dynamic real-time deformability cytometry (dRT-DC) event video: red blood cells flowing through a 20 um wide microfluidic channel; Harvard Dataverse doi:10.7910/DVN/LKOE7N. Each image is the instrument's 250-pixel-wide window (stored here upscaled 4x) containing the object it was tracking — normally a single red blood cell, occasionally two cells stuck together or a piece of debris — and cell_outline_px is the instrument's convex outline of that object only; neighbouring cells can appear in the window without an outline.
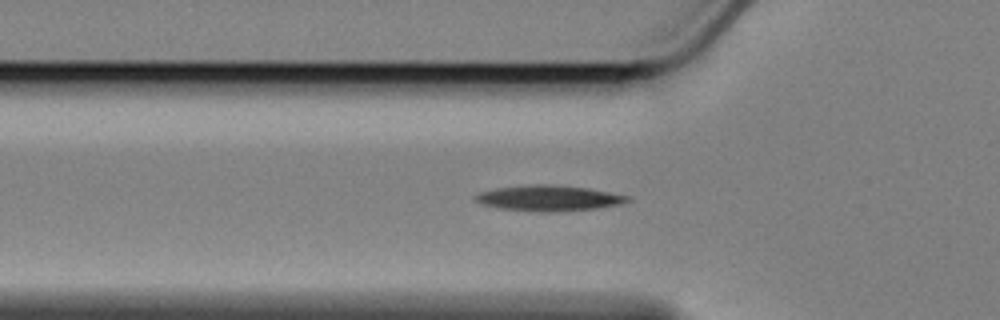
{"species": "Egyptian fruit bat (a non-hibernating species)", "species_latin": "Rousettus aegyptiacus", "temperature_condition": "cold", "stored_images_in_passage": 50, "camera_frame_rate_fps": 3000, "um_per_image_px": 0.085, "animal": {"sex": "female"}, "frame": {"image": 1, "passage_image": 10, "time_ms": 3.0, "image_size_px": [1000, 320], "cell_outline_px": [[632, 200], [620, 204], [596, 208], [556, 212], [536, 212], [496, 208], [480, 204], [476, 200], [476, 196], [480, 192], [496, 188], [536, 184], [552, 184], [588, 188], [628, 196]], "centroid_in_image_um": [46.63, 16.85], "position_along_channel_um": 79.2, "area_um2": 22.72}}
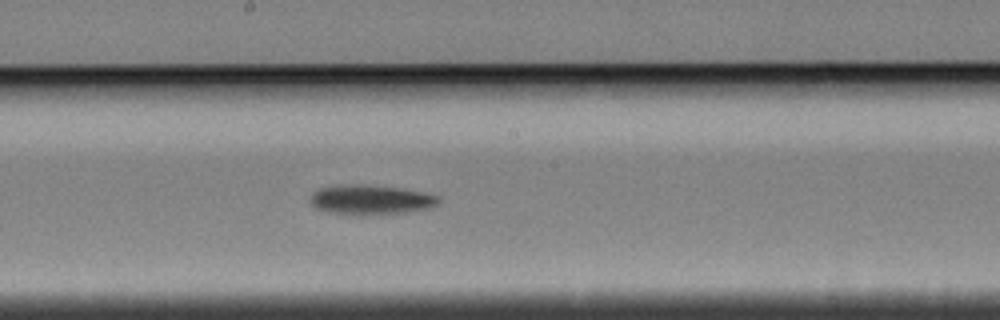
{"frame": {"image": 2, "passage_image": 22, "time_ms": 7.0, "image_size_px": [1000, 320], "cell_outline_px": [[440, 200], [436, 204], [428, 208], [408, 212], [368, 216], [356, 216], [324, 212], [316, 208], [312, 204], [312, 192], [320, 188], [356, 184], [400, 188], [428, 192], [440, 196]], "centroid_in_image_um": [31.54, 17.01], "position_along_channel_um": 216.7, "area_um2": 22.48}}
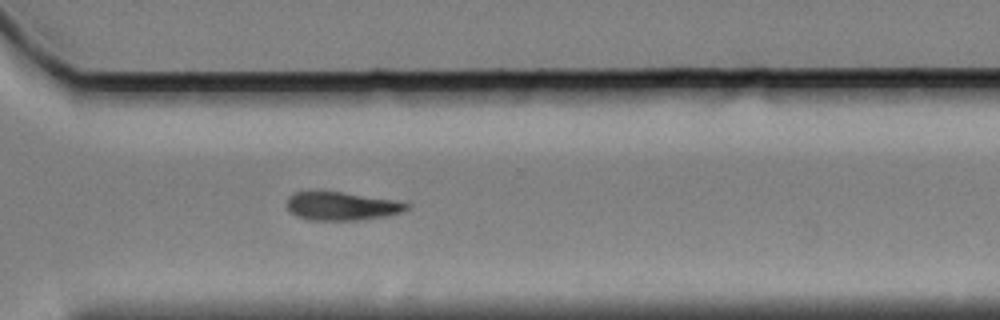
{"frame": {"image": 3, "passage_image": 33, "time_ms": 10.667, "image_size_px": [1000, 320], "cell_outline_px": [[412, 204], [408, 208], [400, 212], [384, 216], [356, 220], [308, 220], [296, 216], [288, 212], [288, 196], [296, 192], [308, 188], [320, 188], [392, 200]], "centroid_in_image_um": [28.92, 17.47], "position_along_channel_um": 341.7, "area_um2": 20.4}, "authors_computed_cell_mechanics": {"area_um2": 20.3456, "velocity_mm_per_s": 3.4142, "shape_relaxation_time_tau1_ms": 3.6189, "shape_relaxation_time_tau2_ms": null, "deformation_change_tau1": 0.1106, "deformation_change_tau2": null}}